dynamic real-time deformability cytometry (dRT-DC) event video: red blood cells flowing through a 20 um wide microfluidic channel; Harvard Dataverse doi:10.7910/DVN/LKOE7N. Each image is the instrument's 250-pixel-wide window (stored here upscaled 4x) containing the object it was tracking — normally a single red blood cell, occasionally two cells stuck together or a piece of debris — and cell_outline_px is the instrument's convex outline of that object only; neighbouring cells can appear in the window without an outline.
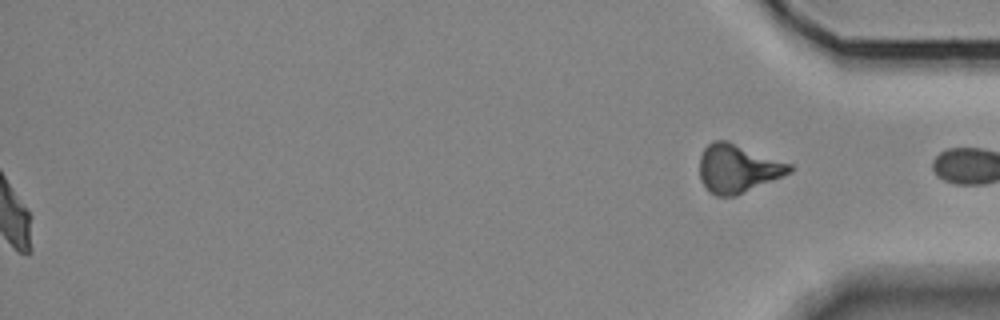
{"species": "Egyptian fruit bat (a non-hibernating species)", "species_latin": "Rousettus aegyptiacus", "temperature_condition": "room temperature", "stored_images_in_passage": 56, "segment_of_instrument_passage": [2, 2], "camera_frame_rate_fps": 3000, "um_per_image_px": 0.085, "animal": {"sex": "female"}, "frame": {"image": 1, "passage_image": 56, "time_ms": 18.333, "image_size_px": [1000, 320], "cell_outline_px": [[796, 168], [792, 172], [736, 196], [716, 196], [708, 192], [700, 180], [700, 156], [704, 148], [712, 140], [728, 140], [792, 164]], "centroid_in_image_um": [62.71, 14.32], "position_along_channel_um": 372.5, "area_um2": 25.66}}